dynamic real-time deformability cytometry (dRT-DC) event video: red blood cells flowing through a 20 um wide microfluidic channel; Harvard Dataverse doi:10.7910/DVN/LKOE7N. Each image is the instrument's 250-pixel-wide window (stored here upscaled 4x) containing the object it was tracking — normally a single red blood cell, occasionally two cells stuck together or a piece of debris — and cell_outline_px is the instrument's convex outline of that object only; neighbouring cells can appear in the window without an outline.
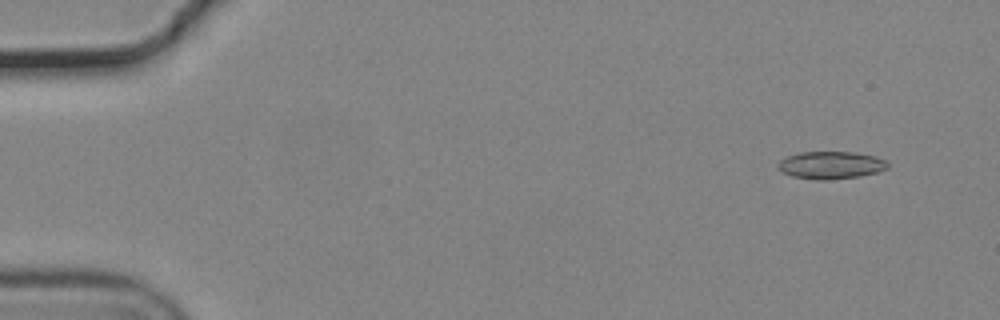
{"species": "common noctule bat (a hibernating species)", "species_latin": "Nyctalus noctula", "temperature_condition": "cold", "stored_images_in_passage": 56, "camera_frame_rate_fps": 3000, "um_per_image_px": 0.085, "animal": {"sex": "male", "body_mass_g": 19.2, "forearm_length_mm": 51.8}, "frame": {"image": 1, "passage_image": 5, "time_ms": 1.333, "image_size_px": [1000, 320], "cell_outline_px": [[888, 168], [876, 172], [860, 176], [828, 180], [816, 180], [792, 176], [784, 172], [776, 164], [784, 156], [800, 152], [852, 152], [876, 156], [888, 160]], "centroid_in_image_um": [70.63, 14.03], "position_along_channel_um": 14.4, "area_um2": 17.69}}
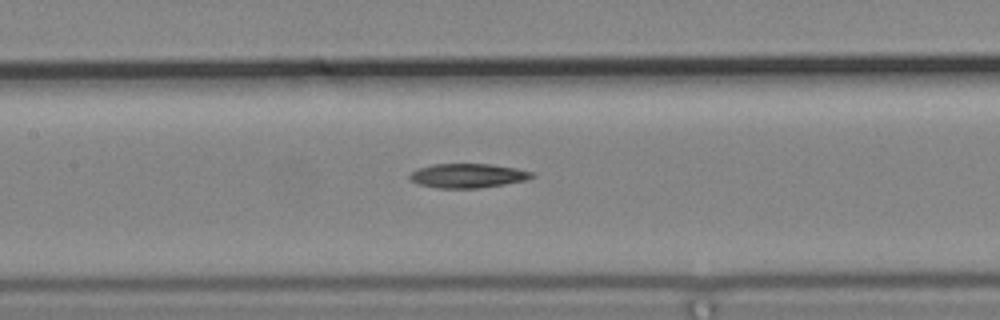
{"frame": {"image": 2, "passage_image": 27, "time_ms": 8.667, "image_size_px": [1000, 320], "cell_outline_px": [[536, 176], [528, 180], [480, 188], [440, 188], [420, 184], [412, 180], [408, 176], [412, 172], [420, 168], [432, 164], [492, 164], [516, 168], [532, 172]], "centroid_in_image_um": [39.82, 14.93], "position_along_channel_um": 167.6, "area_um2": 17.17}}
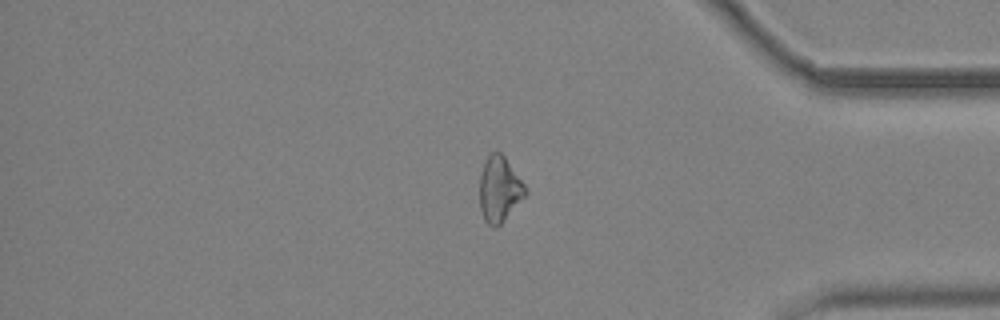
{"frame": {"image": 3, "passage_image": 47, "time_ms": 15.333, "image_size_px": [1000, 320], "cell_outline_px": [[528, 192], [504, 220], [496, 228], [488, 224], [484, 220], [480, 208], [480, 176], [484, 164], [488, 156], [492, 152], [500, 152], [504, 156], [524, 184]], "centroid_in_image_um": [42.44, 16.1], "position_along_channel_um": 392.8, "area_um2": 17.11}}